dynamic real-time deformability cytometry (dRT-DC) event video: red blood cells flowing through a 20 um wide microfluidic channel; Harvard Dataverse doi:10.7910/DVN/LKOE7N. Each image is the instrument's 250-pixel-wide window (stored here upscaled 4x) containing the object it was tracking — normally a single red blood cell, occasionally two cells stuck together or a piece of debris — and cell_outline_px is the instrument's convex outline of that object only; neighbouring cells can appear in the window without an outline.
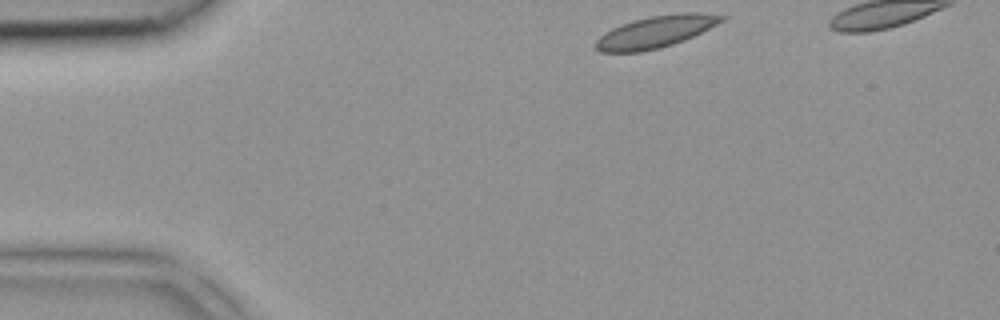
{"species": "common noctule bat (a hibernating species)", "species_latin": "Nyctalus noctula", "temperature_condition": "room temperature", "stored_images_in_passage": 32, "camera_frame_rate_fps": 3000, "um_per_image_px": 0.085, "animal": {"sex": "female", "body_mass_g": 18.4}, "frame": {"image": 1, "passage_image": 1, "time_ms": 0.0, "image_size_px": [1000, 320], "cell_outline_px": [[728, 16], [724, 20], [684, 40], [660, 48], [640, 52], [600, 52], [596, 48], [596, 40], [604, 32], [620, 24], [632, 20], [652, 16], [680, 12], [700, 12]], "centroid_in_image_um": [55.71, 2.69], "position_along_channel_um": 29.3, "area_um2": 23.29}}
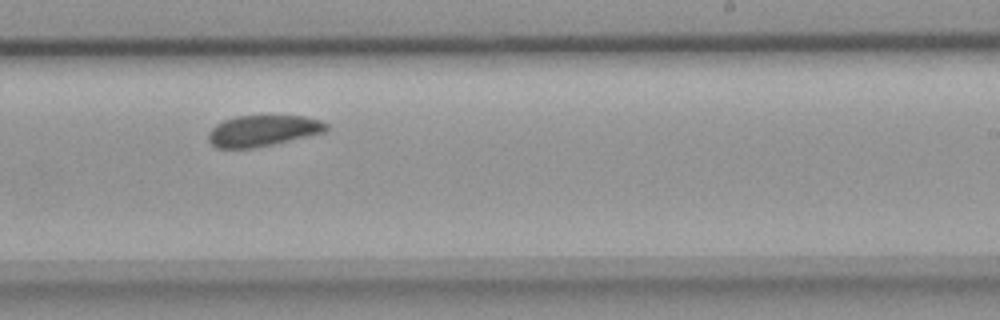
{"frame": {"image": 2, "passage_image": 20, "time_ms": 6.333, "image_size_px": [1000, 320], "cell_outline_px": [[328, 128], [324, 132], [272, 144], [252, 148], [216, 148], [208, 140], [208, 132], [216, 124], [224, 120], [236, 116], [304, 116], [320, 120], [328, 124]], "centroid_in_image_um": [22.31, 11.11], "position_along_channel_um": 266.7, "area_um2": 21.15}}
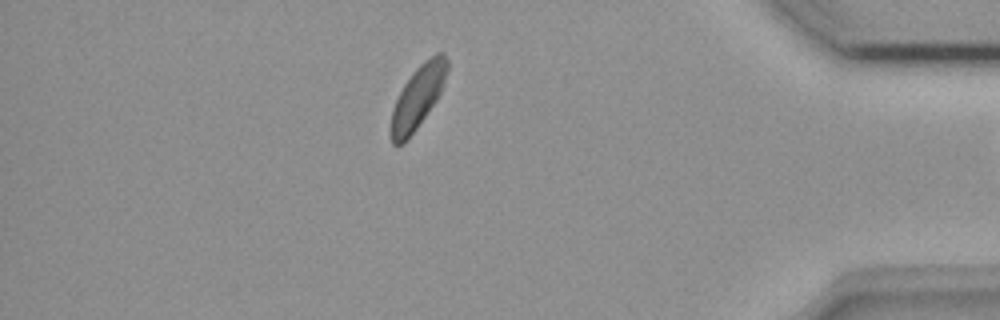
{"frame": {"image": 3, "passage_image": 31, "time_ms": 10.0, "image_size_px": [1000, 320], "cell_outline_px": [[448, 72], [440, 92], [436, 100], [416, 128], [404, 144], [392, 144], [388, 128], [392, 108], [404, 84], [412, 72], [424, 60], [436, 52], [444, 52], [448, 60]], "centroid_in_image_um": [35.49, 8.25], "position_along_channel_um": 399.7, "area_um2": 20.75}}